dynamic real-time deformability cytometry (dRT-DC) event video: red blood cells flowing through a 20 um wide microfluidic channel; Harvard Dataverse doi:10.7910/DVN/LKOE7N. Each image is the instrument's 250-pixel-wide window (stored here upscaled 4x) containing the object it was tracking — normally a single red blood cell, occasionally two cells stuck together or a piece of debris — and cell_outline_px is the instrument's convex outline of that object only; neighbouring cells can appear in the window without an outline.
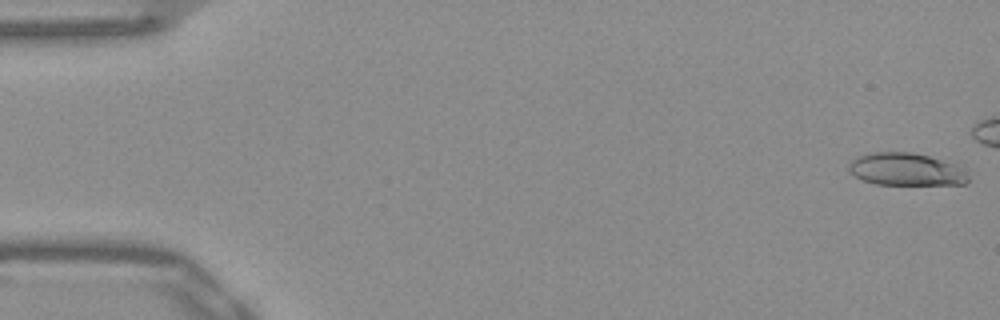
{"species": "Egyptian fruit bat (a non-hibernating species)", "species_latin": "Rousettus aegyptiacus", "temperature_condition": "warm", "stored_images_in_passage": 43, "camera_frame_rate_fps": 3000, "um_per_image_px": 0.085, "frame": {"image": 1, "passage_image": 1, "time_ms": 0.0, "image_size_px": [1000, 320], "cell_outline_px": [[968, 180], [964, 184], [876, 184], [864, 180], [856, 176], [848, 168], [848, 164], [852, 160], [860, 156], [872, 152], [912, 152], [928, 156], [956, 164], [968, 176]], "centroid_in_image_um": [77.01, 14.39], "position_along_channel_um": 8.0, "area_um2": 22.25}}
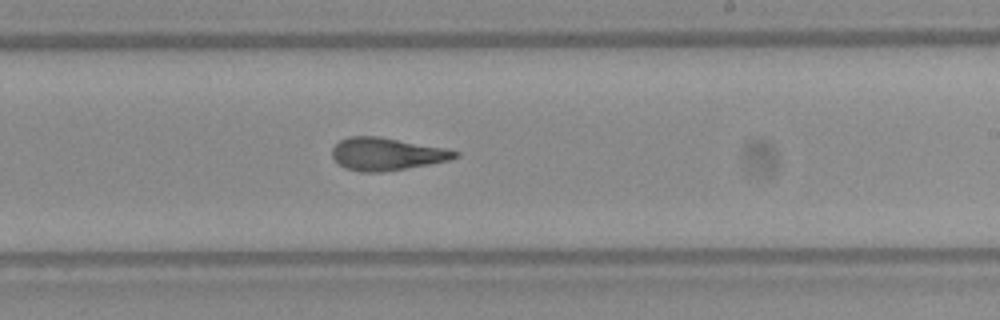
{"frame": {"image": 2, "passage_image": 31, "time_ms": 10.0, "image_size_px": [1000, 320], "cell_outline_px": [[460, 156], [448, 160], [428, 164], [384, 172], [360, 172], [344, 168], [332, 156], [332, 148], [340, 140], [348, 136], [376, 136], [448, 148], [460, 152]], "centroid_in_image_um": [32.87, 13.09], "position_along_channel_um": 256.1, "area_um2": 23.35}}
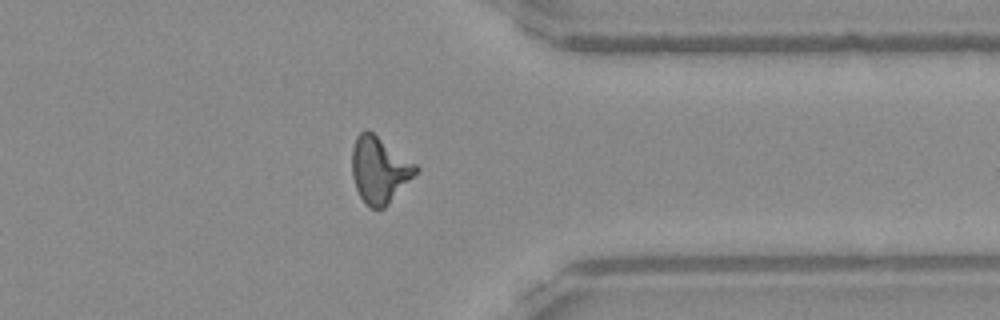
{"frame": {"image": 3, "passage_image": 41, "time_ms": 13.333, "image_size_px": [1000, 320], "cell_outline_px": [[420, 168], [388, 204], [384, 208], [368, 208], [364, 204], [356, 188], [352, 176], [352, 148], [356, 136], [364, 128], [368, 128], [416, 164]], "centroid_in_image_um": [32.21, 14.41], "position_along_channel_um": 379.2, "area_um2": 24.68}}